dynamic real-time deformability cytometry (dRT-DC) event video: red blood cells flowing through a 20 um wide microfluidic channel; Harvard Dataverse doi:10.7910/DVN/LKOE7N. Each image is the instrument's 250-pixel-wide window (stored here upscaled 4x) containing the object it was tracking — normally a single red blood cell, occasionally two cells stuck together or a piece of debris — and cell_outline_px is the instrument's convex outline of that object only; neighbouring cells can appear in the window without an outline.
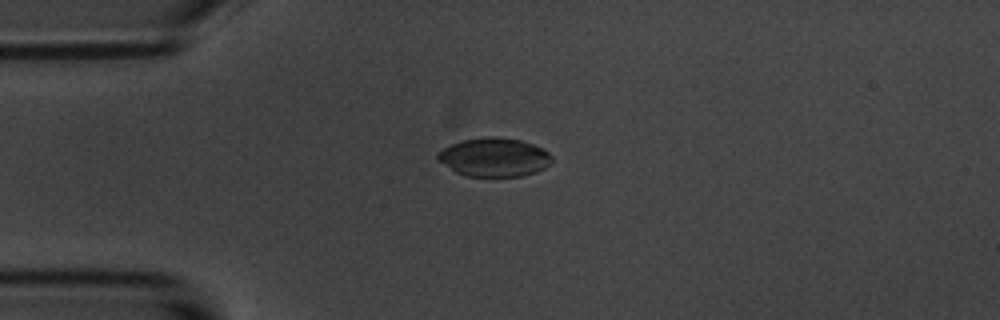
{"species": "common noctule bat (a hibernating species)", "species_latin": "Nyctalus noctula", "temperature_condition": "room temperature", "stored_images_in_passage": 6, "camera_frame_rate_fps": 3000, "um_per_image_px": 0.085, "animal": {"sex": "male", "body_mass_g": 20.1, "forearm_length_mm": 53.5}, "frame": {"image": 1, "passage_image": 4, "time_ms": 3.667, "image_size_px": [1000, 320], "cell_outline_px": [[552, 160], [544, 168], [536, 172], [520, 176], [468, 176], [456, 172], [440, 160], [436, 156], [444, 148], [452, 144], [464, 140], [484, 136], [496, 136], [520, 140], [544, 148], [552, 156]], "centroid_in_image_um": [42.05, 13.35], "position_along_channel_um": 42.9, "area_um2": 25.43}}